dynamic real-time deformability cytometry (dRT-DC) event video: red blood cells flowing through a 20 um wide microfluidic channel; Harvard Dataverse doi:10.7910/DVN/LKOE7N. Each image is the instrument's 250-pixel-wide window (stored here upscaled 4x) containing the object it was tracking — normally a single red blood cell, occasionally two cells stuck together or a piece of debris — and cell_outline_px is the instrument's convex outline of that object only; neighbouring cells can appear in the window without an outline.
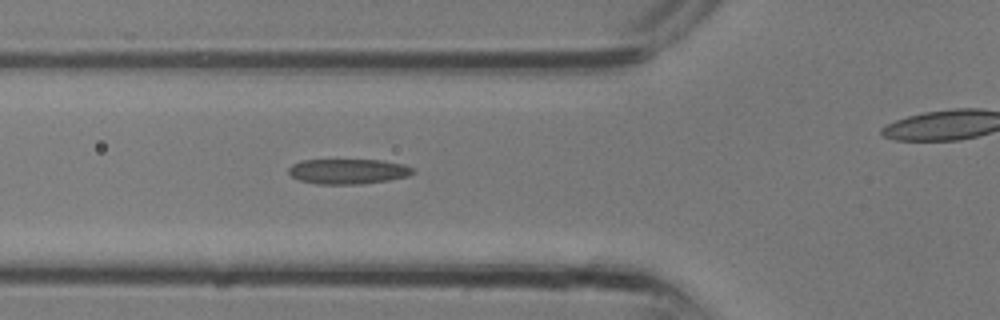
{"species": "common noctule bat (a hibernating species)", "species_latin": "Nyctalus noctula", "temperature_condition": "room temperature", "stored_images_in_passage": 25, "camera_frame_rate_fps": 3000, "um_per_image_px": 0.085, "animal": {"sex": "male", "body_mass_g": 13.3}, "frame": {"image": 1, "passage_image": 11, "time_ms": 3.333, "image_size_px": [1000, 320], "cell_outline_px": [[416, 172], [408, 176], [388, 180], [364, 184], [316, 184], [300, 180], [292, 176], [288, 172], [288, 168], [292, 164], [300, 160], [384, 160], [404, 164], [412, 168]], "centroid_in_image_um": [29.59, 14.56], "position_along_channel_um": 96.2, "area_um2": 18.32}}
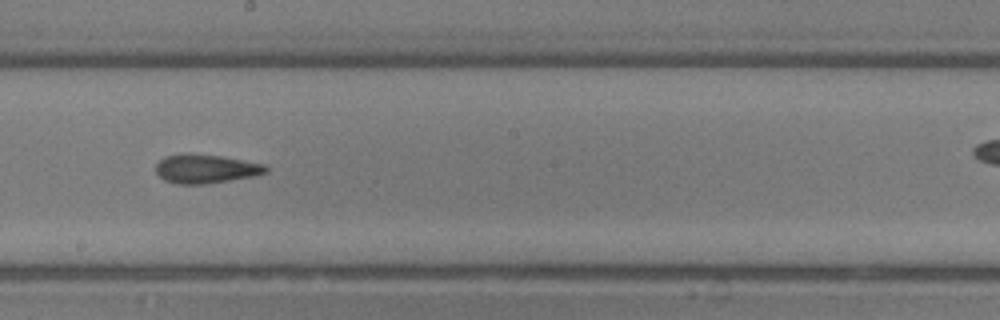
{"frame": {"image": 2, "passage_image": 17, "time_ms": 5.333, "image_size_px": [1000, 320], "cell_outline_px": [[268, 172], [252, 176], [204, 184], [176, 184], [164, 180], [156, 172], [156, 164], [164, 156], [220, 156], [264, 164], [268, 168]], "centroid_in_image_um": [17.5, 14.39], "position_along_channel_um": 230.7, "area_um2": 17.69}}
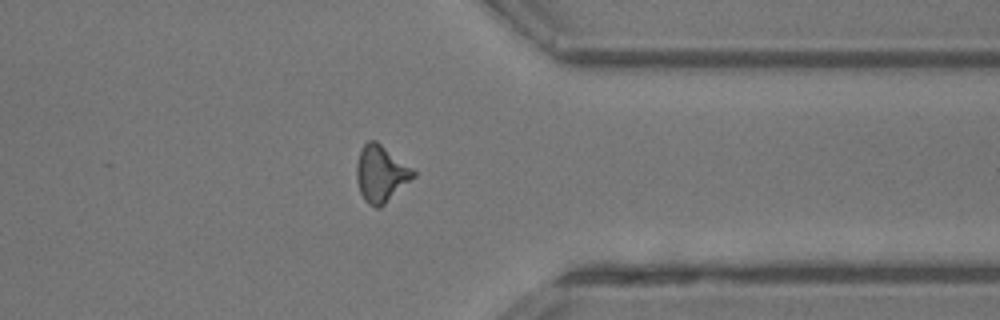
{"frame": {"image": 3, "passage_image": 24, "time_ms": 7.667, "image_size_px": [1000, 320], "cell_outline_px": [[416, 176], [380, 208], [376, 208], [368, 204], [364, 200], [360, 192], [356, 180], [356, 164], [360, 152], [364, 144], [368, 140], [376, 140], [412, 168], [416, 172]], "centroid_in_image_um": [32.37, 14.78], "position_along_channel_um": 379.0, "area_um2": 18.73}}